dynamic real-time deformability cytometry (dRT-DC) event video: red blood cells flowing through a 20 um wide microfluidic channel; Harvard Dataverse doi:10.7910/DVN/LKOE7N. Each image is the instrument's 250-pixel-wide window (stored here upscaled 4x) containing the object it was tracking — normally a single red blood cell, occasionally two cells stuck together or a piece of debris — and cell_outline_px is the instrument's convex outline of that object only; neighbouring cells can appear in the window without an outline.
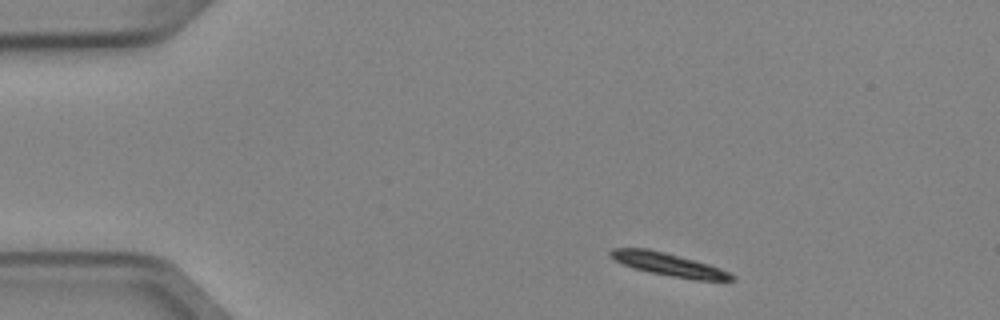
{"species": "Egyptian fruit bat (a non-hibernating species)", "species_latin": "Rousettus aegyptiacus", "temperature_condition": "cold", "stored_images_in_passage": 3, "camera_frame_rate_fps": 3000, "um_per_image_px": 0.085, "animal": {"sex": "female"}, "frame": {"image": 1, "passage_image": 1, "time_ms": 0.0, "image_size_px": [1000, 320], "cell_outline_px": [[736, 280], [696, 280], [648, 272], [624, 264], [608, 256], [608, 252], [612, 248], [648, 248], [664, 252], [708, 264], [720, 268], [736, 276]], "centroid_in_image_um": [56.83, 22.47], "position_along_channel_um": 28.2, "area_um2": 16.01}}